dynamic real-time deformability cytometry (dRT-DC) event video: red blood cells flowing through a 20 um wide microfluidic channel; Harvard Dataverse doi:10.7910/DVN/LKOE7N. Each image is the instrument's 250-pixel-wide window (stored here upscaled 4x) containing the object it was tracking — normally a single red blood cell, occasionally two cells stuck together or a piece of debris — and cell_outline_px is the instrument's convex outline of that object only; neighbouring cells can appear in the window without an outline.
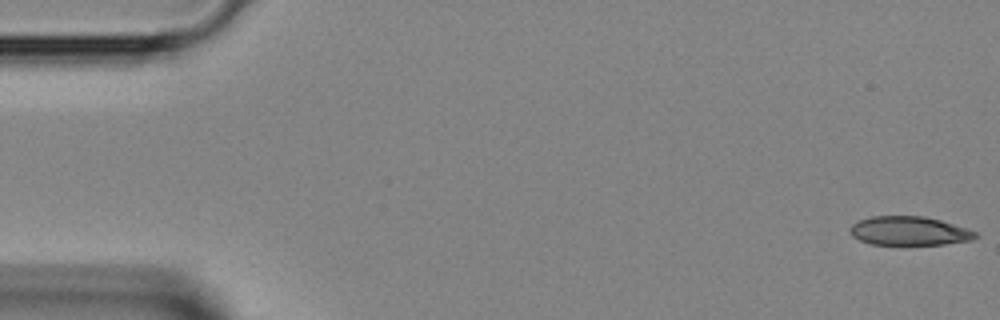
{"species": "Egyptian fruit bat (a non-hibernating species)", "species_latin": "Rousettus aegyptiacus", "temperature_condition": "room temperature", "stored_images_in_passage": 10, "camera_frame_rate_fps": 3000, "um_per_image_px": 0.085, "animal": {"sex": "female"}, "frame": {"image": 1, "passage_image": 1, "time_ms": 0.0, "image_size_px": [1000, 320], "cell_outline_px": [[980, 236], [972, 240], [944, 244], [872, 244], [860, 240], [852, 236], [848, 228], [852, 224], [860, 220], [872, 216], [924, 216], [940, 220], [976, 232]], "centroid_in_image_um": [77.27, 19.62], "position_along_channel_um": 7.7, "area_um2": 20.92}}